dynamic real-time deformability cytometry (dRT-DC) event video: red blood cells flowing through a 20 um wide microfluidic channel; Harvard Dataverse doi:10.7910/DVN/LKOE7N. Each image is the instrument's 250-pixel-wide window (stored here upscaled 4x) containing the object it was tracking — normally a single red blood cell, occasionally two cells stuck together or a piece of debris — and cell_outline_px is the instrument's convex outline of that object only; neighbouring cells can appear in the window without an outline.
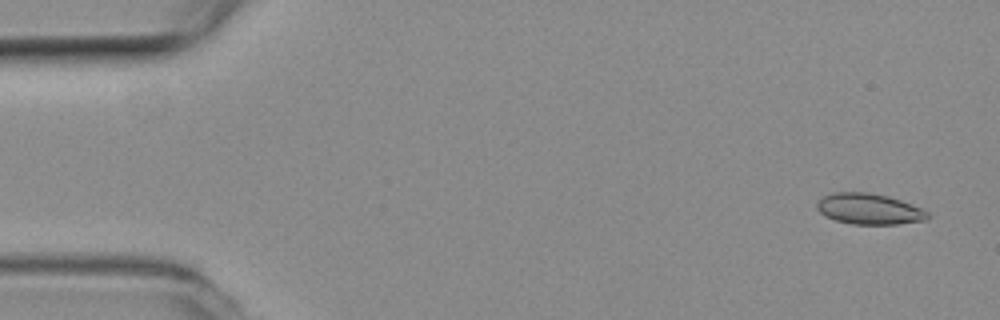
{"species": "common noctule bat (a hibernating species)", "species_latin": "Nyctalus noctula", "temperature_condition": "room temperature", "stored_images_in_passage": 11, "camera_frame_rate_fps": 3000, "um_per_image_px": 0.085, "animal": {"sex": "female", "body_mass_g": 19.3, "forearm_length_mm": 54.1}, "frame": {"image": 1, "passage_image": 1, "time_ms": 0.0, "image_size_px": [1000, 320], "cell_outline_px": [[932, 216], [924, 220], [896, 224], [852, 224], [836, 220], [820, 212], [816, 208], [816, 204], [824, 196], [832, 192], [868, 192], [888, 196], [900, 200], [920, 208], [928, 212]], "centroid_in_image_um": [73.88, 17.75], "position_along_channel_um": 11.1, "area_um2": 19.71}}